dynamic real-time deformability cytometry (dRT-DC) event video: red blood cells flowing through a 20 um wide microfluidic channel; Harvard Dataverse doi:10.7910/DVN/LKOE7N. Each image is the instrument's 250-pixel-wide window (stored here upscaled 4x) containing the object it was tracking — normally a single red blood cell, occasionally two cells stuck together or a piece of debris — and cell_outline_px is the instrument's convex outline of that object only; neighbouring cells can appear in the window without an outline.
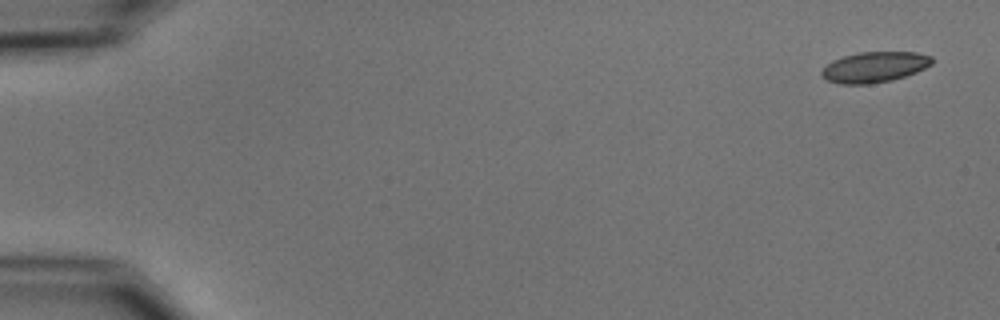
{"species": "common noctule bat (a hibernating species)", "species_latin": "Nyctalus noctula", "temperature_condition": "cold", "stored_images_in_passage": 50, "camera_frame_rate_fps": 3000, "um_per_image_px": 0.085, "animal": {"sex": "male", "body_mass_g": 15.6}, "frame": {"image": 1, "passage_image": 1, "time_ms": 0.0, "image_size_px": [1000, 320], "cell_outline_px": [[932, 64], [916, 72], [892, 80], [868, 84], [840, 84], [828, 80], [820, 72], [832, 60], [844, 56], [860, 52], [916, 52], [932, 56]], "centroid_in_image_um": [74.35, 5.69], "position_along_channel_um": 10.7, "area_um2": 19.48}}
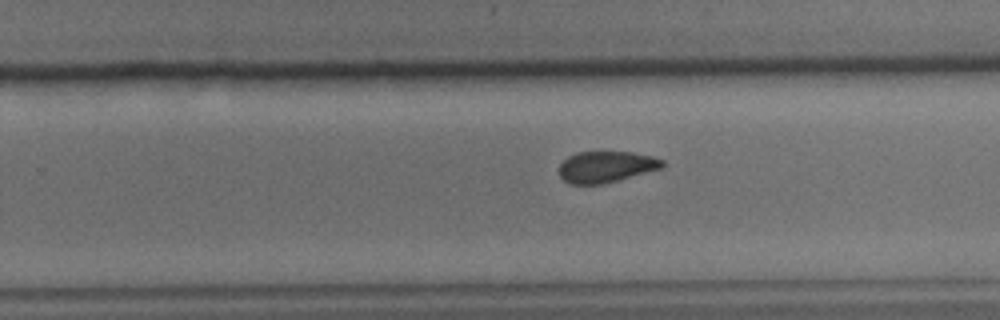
{"frame": {"image": 2, "passage_image": 34, "time_ms": 11.0, "image_size_px": [1000, 320], "cell_outline_px": [[664, 168], [604, 184], [568, 184], [560, 176], [560, 164], [568, 156], [576, 152], [632, 152], [652, 156], [664, 160]], "centroid_in_image_um": [51.54, 14.18], "position_along_channel_um": 278.3, "area_um2": 18.96}}
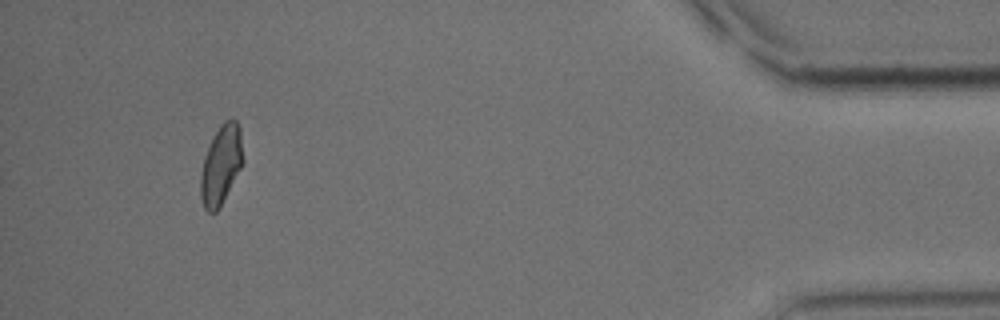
{"frame": {"image": 3, "passage_image": 50, "time_ms": 16.333, "image_size_px": [1000, 320], "cell_outline_px": [[244, 160], [240, 168], [216, 212], [208, 212], [204, 208], [200, 196], [200, 176], [204, 156], [220, 124], [224, 120], [232, 116], [236, 120], [240, 128]], "centroid_in_image_um": [18.79, 13.96], "position_along_channel_um": 416.4, "area_um2": 19.36}, "authors_computed_cell_mechanics": {"area_um2": 19.9699, "velocity_mm_per_s": 3.7135, "shape_relaxation_time_tau1_ms": 5.2046, "shape_relaxation_time_tau2_ms": 2.6676, "deformation_change_tau1": 0.1167, "deformation_change_tau2": 0.0676}}